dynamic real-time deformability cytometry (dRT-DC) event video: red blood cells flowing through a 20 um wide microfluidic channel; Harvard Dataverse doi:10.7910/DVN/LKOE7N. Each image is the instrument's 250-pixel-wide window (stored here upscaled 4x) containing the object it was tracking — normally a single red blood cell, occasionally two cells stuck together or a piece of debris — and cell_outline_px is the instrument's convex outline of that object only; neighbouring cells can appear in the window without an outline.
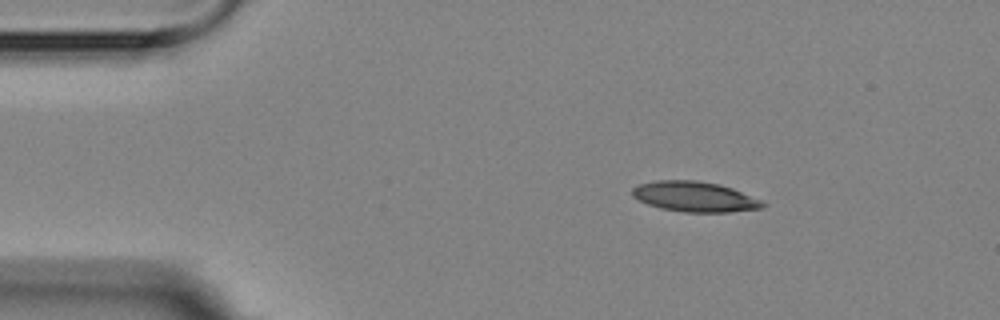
{"species": "Egyptian fruit bat (a non-hibernating species)", "species_latin": "Rousettus aegyptiacus", "temperature_condition": "room temperature", "stored_images_in_passage": 3, "camera_frame_rate_fps": 3000, "um_per_image_px": 0.085, "animal": {"sex": "female"}, "frame": {"image": 1, "passage_image": 1, "time_ms": 0.0, "image_size_px": [1000, 320], "cell_outline_px": [[768, 204], [764, 208], [728, 212], [684, 212], [660, 208], [648, 204], [632, 196], [632, 188], [640, 184], [656, 180], [696, 180], [720, 184], [732, 188], [760, 200]], "centroid_in_image_um": [59.06, 16.72], "position_along_channel_um": 25.9, "area_um2": 22.95}}